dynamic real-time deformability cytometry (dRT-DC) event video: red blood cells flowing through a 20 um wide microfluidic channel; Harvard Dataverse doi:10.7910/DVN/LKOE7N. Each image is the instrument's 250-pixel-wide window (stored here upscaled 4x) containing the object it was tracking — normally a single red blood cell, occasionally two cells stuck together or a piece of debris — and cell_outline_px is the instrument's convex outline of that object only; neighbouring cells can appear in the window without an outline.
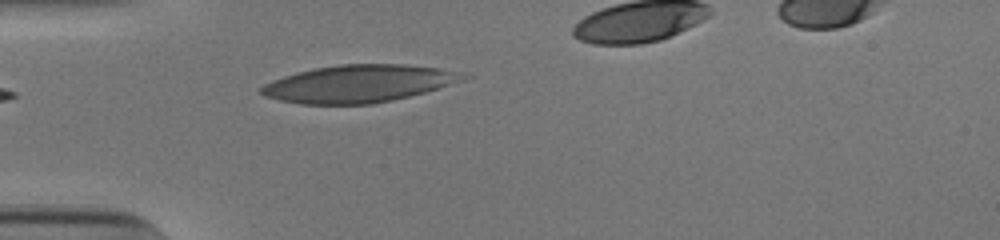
{"species": "human", "species_latin": "Homo sapiens", "temperature_condition": "cold", "stored_images_in_passage": 29, "camera_frame_rate_fps": 3000, "um_per_image_px": 0.085, "donor": {"sex": "male"}, "frame": {"image": 1, "passage_image": 1, "time_ms": 0.0, "image_size_px": [1000, 240], "cell_outline_px": [[472, 76], [464, 80], [424, 92], [392, 100], [372, 104], [300, 104], [280, 100], [264, 96], [256, 88], [272, 80], [296, 72], [316, 68], [340, 64], [404, 64], [440, 68], [464, 72]], "centroid_in_image_um": [30.48, 7.1], "position_along_channel_um": 54.5, "area_um2": 44.16}}
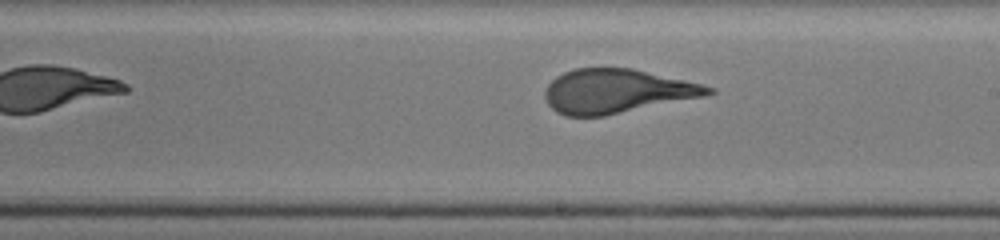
{"frame": {"image": 2, "passage_image": 16, "time_ms": 5.0, "image_size_px": [1000, 240], "cell_outline_px": [[716, 92], [704, 96], [604, 116], [564, 116], [556, 112], [548, 104], [544, 96], [544, 92], [548, 84], [556, 76], [564, 72], [576, 68], [632, 68], [700, 84], [716, 88]], "centroid_in_image_um": [52.38, 7.75], "position_along_channel_um": 236.6, "area_um2": 41.67}}
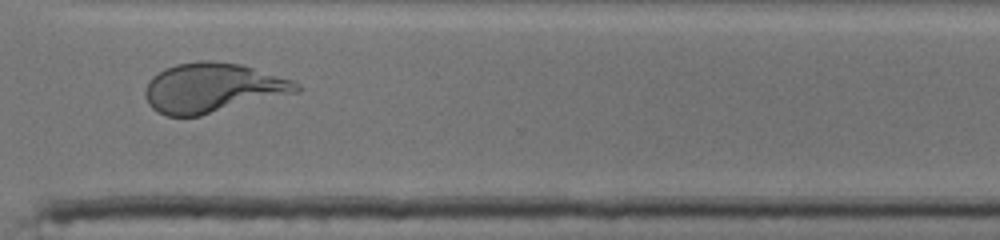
{"frame": {"image": 3, "passage_image": 25, "time_ms": 8.0, "image_size_px": [1000, 240], "cell_outline_px": [[300, 92], [200, 116], [168, 116], [152, 108], [148, 104], [144, 96], [144, 92], [148, 80], [152, 76], [164, 68], [176, 64], [200, 60], [208, 60], [240, 64], [292, 80], [300, 84]], "centroid_in_image_um": [18.05, 7.47], "position_along_channel_um": 352.5, "area_um2": 43.81}, "authors_computed_cell_mechanics": {"area_um2": 42.5408, "velocity_mm_per_s": 3.8494, "shape_relaxation_time_tau1_ms": 4.559, "shape_relaxation_time_tau2_ms": null, "deformation_change_tau1": 0.219, "deformation_change_tau2": null}}